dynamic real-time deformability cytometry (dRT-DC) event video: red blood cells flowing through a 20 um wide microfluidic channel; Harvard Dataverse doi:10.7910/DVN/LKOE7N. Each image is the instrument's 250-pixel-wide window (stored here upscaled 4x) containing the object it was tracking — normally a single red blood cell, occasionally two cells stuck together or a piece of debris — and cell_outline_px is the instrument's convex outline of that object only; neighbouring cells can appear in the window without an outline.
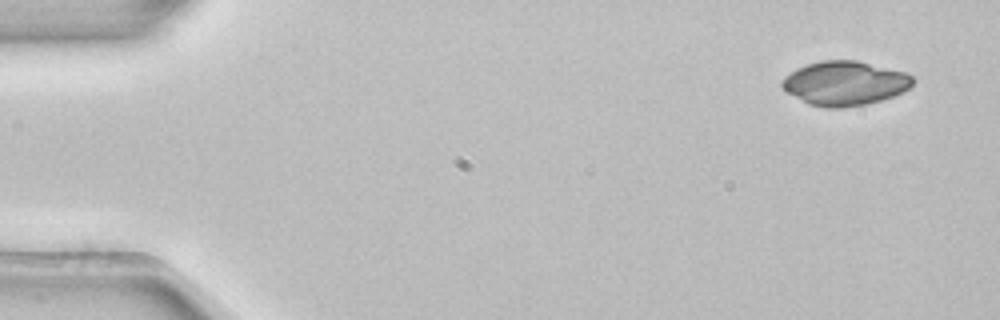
{"species": "common noctule bat (a hibernating species)", "species_latin": "Nyctalus noctula", "temperature_condition": "room temperature", "stored_images_in_passage": 3, "camera_frame_rate_fps": 3000, "um_per_image_px": 0.085, "animal": {"sex": "female", "body_mass_g": 22.7, "forearm_length_mm": 54.2}, "frame": {"image": 1, "passage_image": 1, "time_ms": 0.0, "image_size_px": [1000, 320], "cell_outline_px": [[912, 84], [904, 92], [880, 100], [864, 104], [840, 108], [824, 108], [808, 104], [788, 92], [780, 84], [784, 76], [796, 68], [820, 60], [856, 60], [904, 72], [912, 76]], "centroid_in_image_um": [71.77, 7.07], "position_along_channel_um": 13.2, "area_um2": 33.47}}